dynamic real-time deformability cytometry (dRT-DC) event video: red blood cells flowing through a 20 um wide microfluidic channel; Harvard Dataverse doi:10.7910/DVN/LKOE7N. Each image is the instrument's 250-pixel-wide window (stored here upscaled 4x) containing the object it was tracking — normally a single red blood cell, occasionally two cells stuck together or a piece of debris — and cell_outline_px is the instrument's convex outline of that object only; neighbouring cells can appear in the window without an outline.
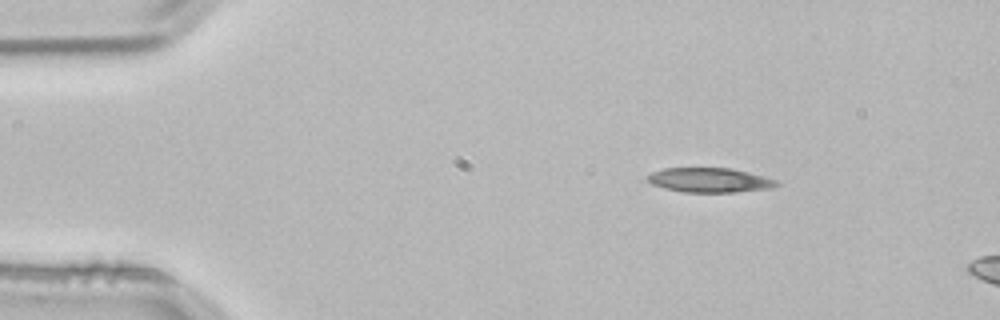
{"species": "common noctule bat (a hibernating species)", "species_latin": "Nyctalus noctula", "temperature_condition": "room temperature", "stored_images_in_passage": 3, "camera_frame_rate_fps": 3000, "um_per_image_px": 0.085, "animal": {"sex": "male", "body_mass_g": 21.5, "forearm_length_mm": 52.0}, "frame": {"image": 1, "passage_image": 1, "time_ms": 0.0, "image_size_px": [1000, 320], "cell_outline_px": [[780, 184], [772, 188], [736, 192], [684, 192], [664, 188], [652, 184], [644, 176], [652, 172], [664, 168], [732, 168], [748, 172], [776, 180]], "centroid_in_image_um": [60.3, 15.31], "position_along_channel_um": 24.7, "area_um2": 18.44}}